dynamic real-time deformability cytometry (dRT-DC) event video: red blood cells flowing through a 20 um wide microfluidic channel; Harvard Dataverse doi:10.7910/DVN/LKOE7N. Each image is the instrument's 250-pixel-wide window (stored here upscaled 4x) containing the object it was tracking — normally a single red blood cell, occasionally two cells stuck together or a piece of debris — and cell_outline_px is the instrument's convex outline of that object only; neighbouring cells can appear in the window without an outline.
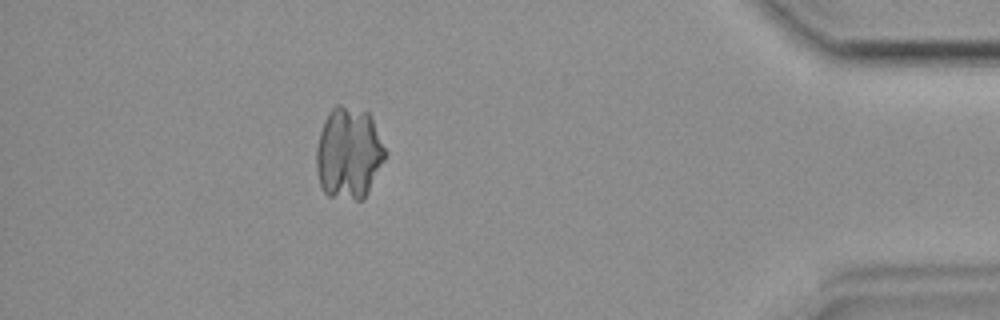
{"species": "common noctule bat (a hibernating species)", "species_latin": "Nyctalus noctula", "temperature_condition": "room temperature", "stored_images_in_passage": 30, "camera_frame_rate_fps": 3000, "um_per_image_px": 0.085, "animal": {"sex": "female", "body_mass_g": 19.9}, "frame": {"image": 1, "passage_image": 26, "time_ms": 8.333, "image_size_px": [1000, 320], "cell_outline_px": [[384, 160], [364, 200], [356, 200], [328, 196], [324, 192], [320, 184], [316, 172], [316, 148], [320, 132], [324, 120], [328, 112], [336, 104], [340, 104], [368, 112], [372, 120], [384, 148]], "centroid_in_image_um": [29.6, 13.03], "position_along_channel_um": 405.6, "area_um2": 36.7}}